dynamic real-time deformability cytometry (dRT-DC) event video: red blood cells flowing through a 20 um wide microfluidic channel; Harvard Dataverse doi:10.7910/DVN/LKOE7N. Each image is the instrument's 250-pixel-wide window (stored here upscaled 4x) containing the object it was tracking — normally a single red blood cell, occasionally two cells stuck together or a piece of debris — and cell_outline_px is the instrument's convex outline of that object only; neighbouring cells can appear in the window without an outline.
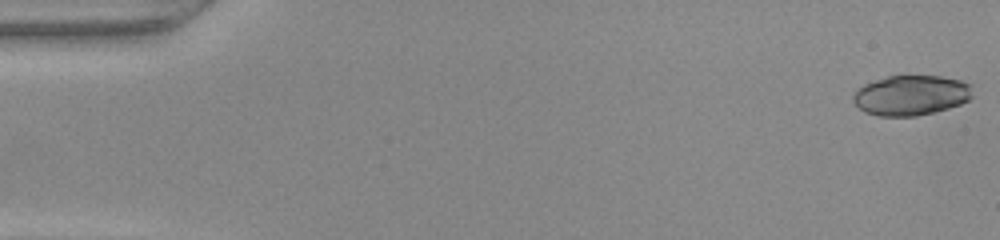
{"species": "common noctule bat (a hibernating species)", "species_latin": "Nyctalus noctula", "temperature_condition": "warm", "stored_images_in_passage": 49, "camera_frame_rate_fps": 3000, "um_per_image_px": 0.085, "animal": {"sex": "female", "body_mass_g": 22.0, "forearm_length_mm": 56.7}, "frame": {"image": 1, "passage_image": 1, "time_ms": 0.0, "image_size_px": [1000, 240], "cell_outline_px": [[972, 96], [968, 100], [960, 104], [948, 108], [916, 116], [880, 116], [864, 112], [852, 100], [852, 96], [864, 84], [888, 76], [940, 76], [960, 80], [972, 84]], "centroid_in_image_um": [77.46, 8.1], "position_along_channel_um": 7.5, "area_um2": 27.74}}
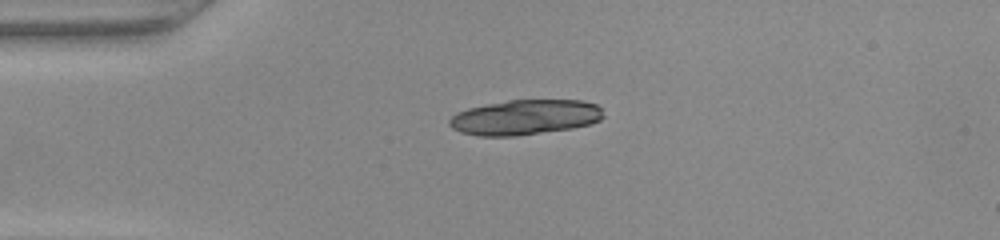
{"frame": {"image": 2, "passage_image": 12, "time_ms": 3.667, "image_size_px": [1000, 240], "cell_outline_px": [[604, 116], [600, 120], [588, 124], [572, 128], [516, 136], [480, 136], [460, 132], [452, 128], [448, 124], [448, 120], [456, 112], [468, 108], [508, 100], [580, 100], [596, 104], [600, 108]], "centroid_in_image_um": [44.59, 9.97], "position_along_channel_um": 40.4, "area_um2": 31.44}}